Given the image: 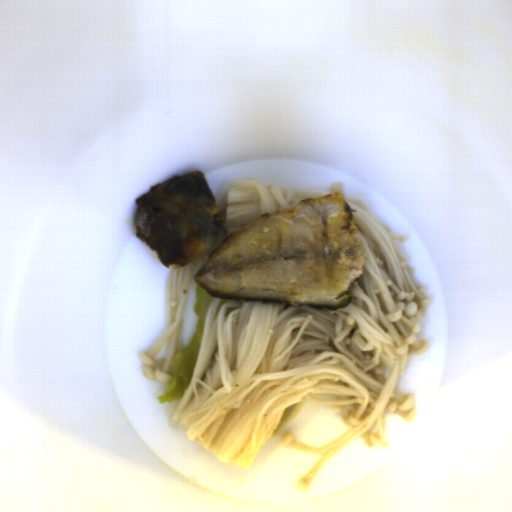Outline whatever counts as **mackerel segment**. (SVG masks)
<instances>
[{"mask_svg":"<svg viewBox=\"0 0 512 512\" xmlns=\"http://www.w3.org/2000/svg\"><path fill=\"white\" fill-rule=\"evenodd\" d=\"M355 213L337 191L262 214L220 243L194 280L214 297L348 307L364 265Z\"/></svg>","mask_w":512,"mask_h":512,"instance_id":"mackerel-segment-1","label":"mackerel segment"},{"mask_svg":"<svg viewBox=\"0 0 512 512\" xmlns=\"http://www.w3.org/2000/svg\"><path fill=\"white\" fill-rule=\"evenodd\" d=\"M135 203V234L167 268L200 258L229 230L201 170L150 186Z\"/></svg>","mask_w":512,"mask_h":512,"instance_id":"mackerel-segment-2","label":"mackerel segment"}]
</instances>
